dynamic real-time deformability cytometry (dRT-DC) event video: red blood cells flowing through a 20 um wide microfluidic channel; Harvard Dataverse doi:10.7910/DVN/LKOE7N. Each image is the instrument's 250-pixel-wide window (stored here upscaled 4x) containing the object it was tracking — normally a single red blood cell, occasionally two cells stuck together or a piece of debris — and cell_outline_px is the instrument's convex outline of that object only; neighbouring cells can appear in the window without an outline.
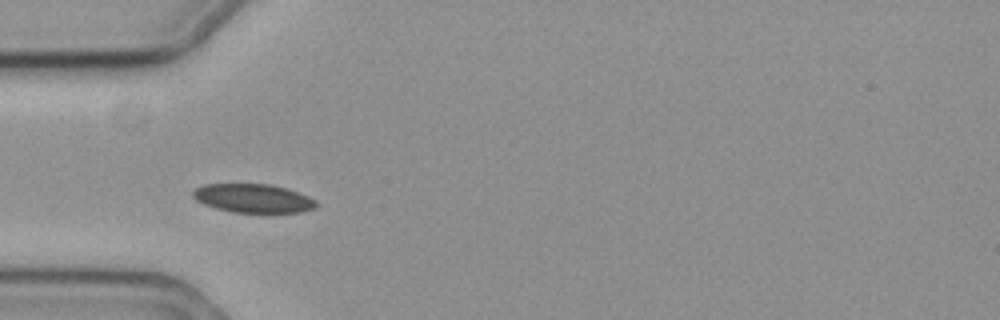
{"species": "common noctule bat (a hibernating species)", "species_latin": "Nyctalus noctula", "temperature_condition": "cold", "stored_images_in_passage": 27, "camera_frame_rate_fps": 3000, "um_per_image_px": 0.085, "animal": {"sex": "female", "body_mass_g": 19.3, "forearm_length_mm": 54.1}, "frame": {"image": 1, "passage_image": 1, "time_ms": 0.0, "image_size_px": [1000, 320], "cell_outline_px": [[320, 204], [316, 208], [300, 212], [232, 212], [216, 208], [204, 204], [196, 200], [192, 196], [192, 192], [196, 188], [204, 184], [272, 184], [288, 188], [308, 196], [316, 200]], "centroid_in_image_um": [21.55, 16.85], "position_along_channel_um": 63.4, "area_um2": 20.75}}
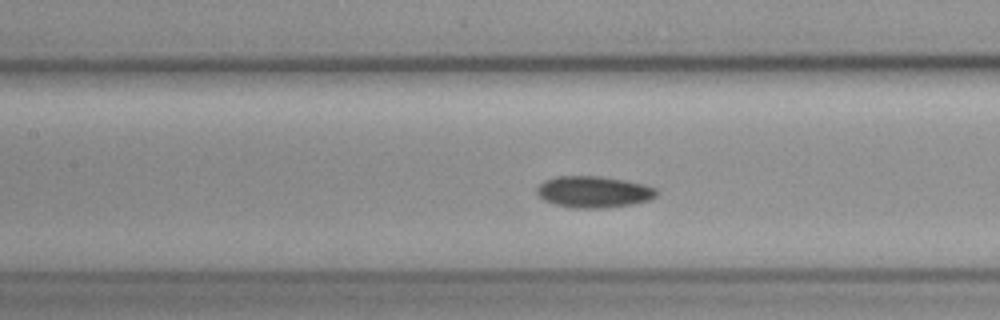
{"frame": {"image": 2, "passage_image": 9, "time_ms": 2.667, "image_size_px": [1000, 320], "cell_outline_px": [[660, 192], [656, 196], [648, 200], [632, 204], [608, 208], [572, 208], [556, 204], [544, 200], [536, 192], [536, 188], [544, 180], [556, 176], [600, 176], [628, 180], [660, 188]], "centroid_in_image_um": [50.51, 16.3], "position_along_channel_um": 156.9, "area_um2": 22.31}}
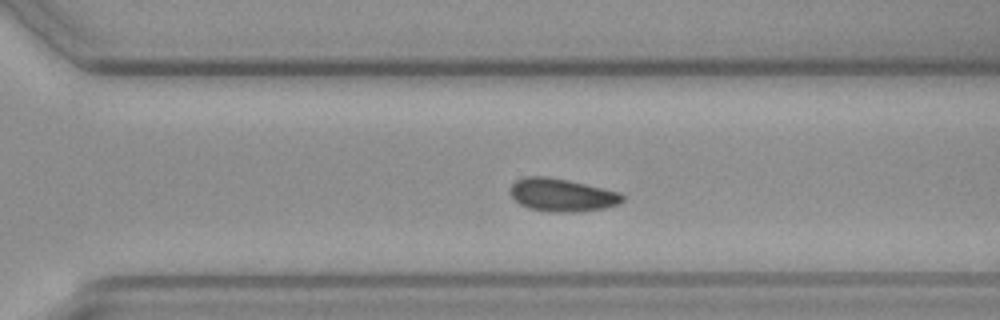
{"frame": {"image": 3, "passage_image": 23, "time_ms": 7.333, "image_size_px": [1000, 320], "cell_outline_px": [[624, 200], [620, 204], [604, 208], [572, 212], [552, 212], [528, 208], [520, 204], [508, 192], [508, 188], [516, 180], [528, 176], [548, 176], [568, 180], [604, 188], [620, 192], [624, 196]], "centroid_in_image_um": [47.76, 16.57], "position_along_channel_um": 322.8, "area_um2": 21.68}, "authors_computed_cell_mechanics": {"area_um2": 21.6172, "velocity_mm_per_s": 3.5624, "shape_relaxation_time_tau1_ms": 10.8669, "shape_relaxation_time_tau2_ms": null, "deformation_change_tau1": 0.1206, "deformation_change_tau2": null}}